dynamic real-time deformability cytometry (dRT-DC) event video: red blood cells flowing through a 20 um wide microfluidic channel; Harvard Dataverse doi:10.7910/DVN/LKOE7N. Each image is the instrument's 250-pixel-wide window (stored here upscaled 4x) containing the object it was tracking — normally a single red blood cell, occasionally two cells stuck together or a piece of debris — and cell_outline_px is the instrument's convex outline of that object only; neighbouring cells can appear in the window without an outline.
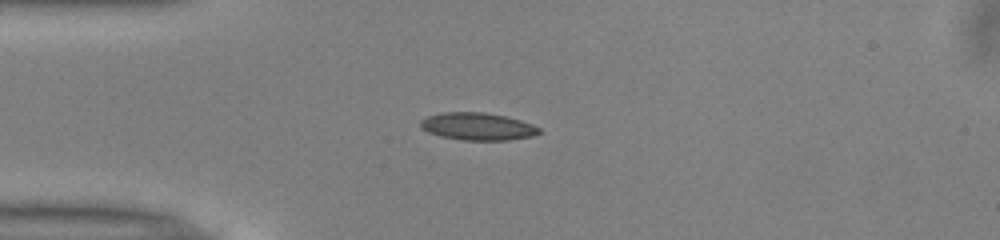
{"species": "common noctule bat (a hibernating species)", "species_latin": "Nyctalus noctula", "temperature_condition": "warm", "stored_images_in_passage": 39, "camera_frame_rate_fps": 3000, "um_per_image_px": 0.085, "animal": {"sex": "male", "body_mass_g": 13.0, "forearm_length_mm": 53.1}, "frame": {"image": 1, "passage_image": 1, "time_ms": 0.0, "image_size_px": [1000, 240], "cell_outline_px": [[540, 132], [532, 136], [508, 140], [464, 140], [440, 136], [428, 132], [420, 128], [420, 120], [428, 116], [440, 112], [484, 112], [504, 116], [520, 120], [532, 124], [540, 128]], "centroid_in_image_um": [40.56, 10.74], "position_along_channel_um": 44.4, "area_um2": 18.96}}
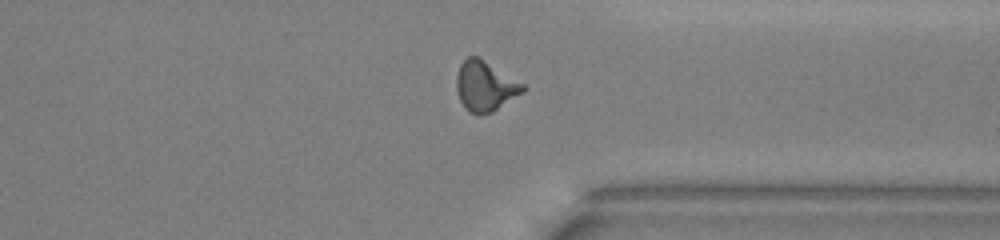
{"frame": {"image": 2, "passage_image": 27, "time_ms": 8.667, "image_size_px": [1000, 240], "cell_outline_px": [[524, 92], [492, 112], [480, 116], [476, 116], [468, 112], [464, 108], [456, 92], [456, 76], [460, 64], [468, 56], [480, 56], [524, 84]], "centroid_in_image_um": [41.21, 7.33], "position_along_channel_um": 370.2, "area_um2": 19.77}}
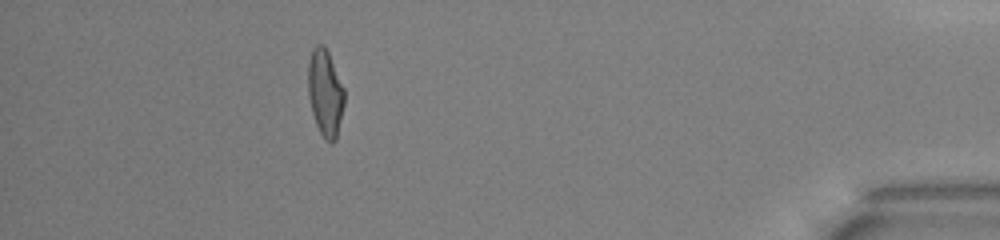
{"frame": {"image": 3, "passage_image": 34, "time_ms": 11.0, "image_size_px": [1000, 240], "cell_outline_px": [[344, 104], [336, 140], [332, 144], [324, 140], [316, 124], [312, 112], [308, 96], [308, 64], [312, 48], [316, 44], [324, 44], [328, 52], [344, 88]], "centroid_in_image_um": [27.63, 7.9], "position_along_channel_um": 407.6, "area_um2": 18.44}, "authors_computed_cell_mechanics": {"area_um2": 18.4382, "velocity_mm_per_s": 3.9888, "shape_relaxation_time_tau1_ms": 4.5746, "shape_relaxation_time_tau2_ms": 0.6449, "deformation_change_tau1": 0.1758, "deformation_change_tau2": 0.0701}}